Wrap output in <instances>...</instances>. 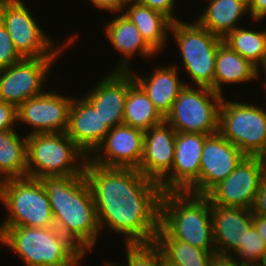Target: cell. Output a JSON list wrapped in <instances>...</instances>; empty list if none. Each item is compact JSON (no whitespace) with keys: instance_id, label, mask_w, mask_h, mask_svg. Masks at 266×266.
<instances>
[{"instance_id":"f35d334b","label":"cell","mask_w":266,"mask_h":266,"mask_svg":"<svg viewBox=\"0 0 266 266\" xmlns=\"http://www.w3.org/2000/svg\"><path fill=\"white\" fill-rule=\"evenodd\" d=\"M253 226L266 243V217L253 214Z\"/></svg>"},{"instance_id":"ee69618b","label":"cell","mask_w":266,"mask_h":266,"mask_svg":"<svg viewBox=\"0 0 266 266\" xmlns=\"http://www.w3.org/2000/svg\"><path fill=\"white\" fill-rule=\"evenodd\" d=\"M260 265L261 266H266V251H265V253H264L263 257H262V260L260 262Z\"/></svg>"},{"instance_id":"7402d4cb","label":"cell","mask_w":266,"mask_h":266,"mask_svg":"<svg viewBox=\"0 0 266 266\" xmlns=\"http://www.w3.org/2000/svg\"><path fill=\"white\" fill-rule=\"evenodd\" d=\"M103 28L109 43L122 57L114 71H130L129 60H132L137 52L143 58L157 55L143 40L137 26L123 13L116 14Z\"/></svg>"},{"instance_id":"b9f144b4","label":"cell","mask_w":266,"mask_h":266,"mask_svg":"<svg viewBox=\"0 0 266 266\" xmlns=\"http://www.w3.org/2000/svg\"><path fill=\"white\" fill-rule=\"evenodd\" d=\"M261 161L263 163V165L265 166L266 169V149L265 151L260 155Z\"/></svg>"},{"instance_id":"7c38bea8","label":"cell","mask_w":266,"mask_h":266,"mask_svg":"<svg viewBox=\"0 0 266 266\" xmlns=\"http://www.w3.org/2000/svg\"><path fill=\"white\" fill-rule=\"evenodd\" d=\"M266 169L259 156H246L224 180L205 196L211 205L251 209Z\"/></svg>"},{"instance_id":"ba28073f","label":"cell","mask_w":266,"mask_h":266,"mask_svg":"<svg viewBox=\"0 0 266 266\" xmlns=\"http://www.w3.org/2000/svg\"><path fill=\"white\" fill-rule=\"evenodd\" d=\"M3 205L8 214L0 226H55L48 194L39 179H7Z\"/></svg>"},{"instance_id":"44dd1931","label":"cell","mask_w":266,"mask_h":266,"mask_svg":"<svg viewBox=\"0 0 266 266\" xmlns=\"http://www.w3.org/2000/svg\"><path fill=\"white\" fill-rule=\"evenodd\" d=\"M164 66L155 68L153 72L146 73L145 76L135 74L132 69L130 72L134 81L143 89L155 108L165 118L187 81L183 82L180 79L177 64Z\"/></svg>"},{"instance_id":"f546056e","label":"cell","mask_w":266,"mask_h":266,"mask_svg":"<svg viewBox=\"0 0 266 266\" xmlns=\"http://www.w3.org/2000/svg\"><path fill=\"white\" fill-rule=\"evenodd\" d=\"M126 263L120 266H163V256L154 244L125 245ZM107 266H119L118 263L104 261ZM107 262V263H106Z\"/></svg>"},{"instance_id":"8d00e7d4","label":"cell","mask_w":266,"mask_h":266,"mask_svg":"<svg viewBox=\"0 0 266 266\" xmlns=\"http://www.w3.org/2000/svg\"><path fill=\"white\" fill-rule=\"evenodd\" d=\"M248 11L255 23L263 22L266 18V0H248Z\"/></svg>"},{"instance_id":"60d3db41","label":"cell","mask_w":266,"mask_h":266,"mask_svg":"<svg viewBox=\"0 0 266 266\" xmlns=\"http://www.w3.org/2000/svg\"><path fill=\"white\" fill-rule=\"evenodd\" d=\"M6 179L0 175V201L3 204L4 200V188H5Z\"/></svg>"},{"instance_id":"484cf974","label":"cell","mask_w":266,"mask_h":266,"mask_svg":"<svg viewBox=\"0 0 266 266\" xmlns=\"http://www.w3.org/2000/svg\"><path fill=\"white\" fill-rule=\"evenodd\" d=\"M19 132H0V175L7 179L27 177L26 137Z\"/></svg>"},{"instance_id":"74e56055","label":"cell","mask_w":266,"mask_h":266,"mask_svg":"<svg viewBox=\"0 0 266 266\" xmlns=\"http://www.w3.org/2000/svg\"><path fill=\"white\" fill-rule=\"evenodd\" d=\"M209 266H245L242 265L234 255L213 253Z\"/></svg>"},{"instance_id":"e575fe53","label":"cell","mask_w":266,"mask_h":266,"mask_svg":"<svg viewBox=\"0 0 266 266\" xmlns=\"http://www.w3.org/2000/svg\"><path fill=\"white\" fill-rule=\"evenodd\" d=\"M251 212L266 217V175L259 184Z\"/></svg>"},{"instance_id":"e0dca14e","label":"cell","mask_w":266,"mask_h":266,"mask_svg":"<svg viewBox=\"0 0 266 266\" xmlns=\"http://www.w3.org/2000/svg\"><path fill=\"white\" fill-rule=\"evenodd\" d=\"M134 82L130 71L111 70L84 94L109 129L123 124L128 89Z\"/></svg>"},{"instance_id":"277c9868","label":"cell","mask_w":266,"mask_h":266,"mask_svg":"<svg viewBox=\"0 0 266 266\" xmlns=\"http://www.w3.org/2000/svg\"><path fill=\"white\" fill-rule=\"evenodd\" d=\"M0 244L17 253L24 266H81L85 256L55 226H0Z\"/></svg>"},{"instance_id":"7bdbcfd3","label":"cell","mask_w":266,"mask_h":266,"mask_svg":"<svg viewBox=\"0 0 266 266\" xmlns=\"http://www.w3.org/2000/svg\"><path fill=\"white\" fill-rule=\"evenodd\" d=\"M163 266H178L174 263H171L170 261L166 260L164 257H163Z\"/></svg>"},{"instance_id":"4dcf8cb0","label":"cell","mask_w":266,"mask_h":266,"mask_svg":"<svg viewBox=\"0 0 266 266\" xmlns=\"http://www.w3.org/2000/svg\"><path fill=\"white\" fill-rule=\"evenodd\" d=\"M265 251V241L259 236L255 227L252 226L248 230V233H246L243 246L234 254V256L242 265L248 266L260 263ZM236 255L240 258L236 257Z\"/></svg>"},{"instance_id":"d6986e66","label":"cell","mask_w":266,"mask_h":266,"mask_svg":"<svg viewBox=\"0 0 266 266\" xmlns=\"http://www.w3.org/2000/svg\"><path fill=\"white\" fill-rule=\"evenodd\" d=\"M211 215L216 252L234 255L253 226L251 209L211 205Z\"/></svg>"},{"instance_id":"7a4b0ae2","label":"cell","mask_w":266,"mask_h":266,"mask_svg":"<svg viewBox=\"0 0 266 266\" xmlns=\"http://www.w3.org/2000/svg\"><path fill=\"white\" fill-rule=\"evenodd\" d=\"M49 197L55 227L85 254L95 248L102 232L85 174L39 179Z\"/></svg>"},{"instance_id":"5b68a950","label":"cell","mask_w":266,"mask_h":266,"mask_svg":"<svg viewBox=\"0 0 266 266\" xmlns=\"http://www.w3.org/2000/svg\"><path fill=\"white\" fill-rule=\"evenodd\" d=\"M27 177L84 174L89 159L64 133H36L26 137Z\"/></svg>"},{"instance_id":"d6a6232c","label":"cell","mask_w":266,"mask_h":266,"mask_svg":"<svg viewBox=\"0 0 266 266\" xmlns=\"http://www.w3.org/2000/svg\"><path fill=\"white\" fill-rule=\"evenodd\" d=\"M17 125V107L0 100V132L14 130Z\"/></svg>"},{"instance_id":"cb8c5ba5","label":"cell","mask_w":266,"mask_h":266,"mask_svg":"<svg viewBox=\"0 0 266 266\" xmlns=\"http://www.w3.org/2000/svg\"><path fill=\"white\" fill-rule=\"evenodd\" d=\"M257 67L225 43L218 47L215 59L214 92L224 96V84H242L258 80Z\"/></svg>"},{"instance_id":"52a82bcc","label":"cell","mask_w":266,"mask_h":266,"mask_svg":"<svg viewBox=\"0 0 266 266\" xmlns=\"http://www.w3.org/2000/svg\"><path fill=\"white\" fill-rule=\"evenodd\" d=\"M26 4L23 0H3L0 5V21L10 34L15 48L23 58L60 57L76 41L77 33L68 36L62 46H57V42L39 26Z\"/></svg>"},{"instance_id":"d590c367","label":"cell","mask_w":266,"mask_h":266,"mask_svg":"<svg viewBox=\"0 0 266 266\" xmlns=\"http://www.w3.org/2000/svg\"><path fill=\"white\" fill-rule=\"evenodd\" d=\"M92 2L93 7L99 8L98 10H103L114 14L122 13L127 5L126 0H89Z\"/></svg>"},{"instance_id":"603a6c76","label":"cell","mask_w":266,"mask_h":266,"mask_svg":"<svg viewBox=\"0 0 266 266\" xmlns=\"http://www.w3.org/2000/svg\"><path fill=\"white\" fill-rule=\"evenodd\" d=\"M122 13L137 26L143 40L157 55L164 51L173 23L169 17L137 1H129Z\"/></svg>"},{"instance_id":"30bf717a","label":"cell","mask_w":266,"mask_h":266,"mask_svg":"<svg viewBox=\"0 0 266 266\" xmlns=\"http://www.w3.org/2000/svg\"><path fill=\"white\" fill-rule=\"evenodd\" d=\"M223 96L210 87L185 85L165 117L176 132L211 135L219 130V110Z\"/></svg>"},{"instance_id":"ac0fdd59","label":"cell","mask_w":266,"mask_h":266,"mask_svg":"<svg viewBox=\"0 0 266 266\" xmlns=\"http://www.w3.org/2000/svg\"><path fill=\"white\" fill-rule=\"evenodd\" d=\"M176 130L165 120L144 132L143 155L138 170L160 183L173 166Z\"/></svg>"},{"instance_id":"836d02e7","label":"cell","mask_w":266,"mask_h":266,"mask_svg":"<svg viewBox=\"0 0 266 266\" xmlns=\"http://www.w3.org/2000/svg\"><path fill=\"white\" fill-rule=\"evenodd\" d=\"M142 5L148 6L151 9L157 10L167 17H169L173 22L181 20L175 16V0H137Z\"/></svg>"},{"instance_id":"ffe728a7","label":"cell","mask_w":266,"mask_h":266,"mask_svg":"<svg viewBox=\"0 0 266 266\" xmlns=\"http://www.w3.org/2000/svg\"><path fill=\"white\" fill-rule=\"evenodd\" d=\"M109 131L98 111L83 95L73 98L66 133L87 156L97 149Z\"/></svg>"},{"instance_id":"3957f363","label":"cell","mask_w":266,"mask_h":266,"mask_svg":"<svg viewBox=\"0 0 266 266\" xmlns=\"http://www.w3.org/2000/svg\"><path fill=\"white\" fill-rule=\"evenodd\" d=\"M159 227L172 239L216 252L211 204L205 195L164 192L160 197Z\"/></svg>"},{"instance_id":"1f68e13d","label":"cell","mask_w":266,"mask_h":266,"mask_svg":"<svg viewBox=\"0 0 266 266\" xmlns=\"http://www.w3.org/2000/svg\"><path fill=\"white\" fill-rule=\"evenodd\" d=\"M21 59L23 57L15 48L10 34L0 21V69L7 68Z\"/></svg>"},{"instance_id":"4fadbf2b","label":"cell","mask_w":266,"mask_h":266,"mask_svg":"<svg viewBox=\"0 0 266 266\" xmlns=\"http://www.w3.org/2000/svg\"><path fill=\"white\" fill-rule=\"evenodd\" d=\"M73 98L44 91L17 107V123L30 126L26 135L36 133H64L68 128L69 108Z\"/></svg>"},{"instance_id":"9a60e30c","label":"cell","mask_w":266,"mask_h":266,"mask_svg":"<svg viewBox=\"0 0 266 266\" xmlns=\"http://www.w3.org/2000/svg\"><path fill=\"white\" fill-rule=\"evenodd\" d=\"M245 157L219 132L208 135L202 150L199 182L189 193L205 195L218 182L226 179Z\"/></svg>"},{"instance_id":"6da1fadb","label":"cell","mask_w":266,"mask_h":266,"mask_svg":"<svg viewBox=\"0 0 266 266\" xmlns=\"http://www.w3.org/2000/svg\"><path fill=\"white\" fill-rule=\"evenodd\" d=\"M85 177L96 207L100 230L124 236L125 245L153 244L159 228V183L138 169L104 167L89 159Z\"/></svg>"},{"instance_id":"5bb4252c","label":"cell","mask_w":266,"mask_h":266,"mask_svg":"<svg viewBox=\"0 0 266 266\" xmlns=\"http://www.w3.org/2000/svg\"><path fill=\"white\" fill-rule=\"evenodd\" d=\"M208 135L177 132L171 172L159 183L164 192H189L199 182L202 150Z\"/></svg>"},{"instance_id":"f1b7e54d","label":"cell","mask_w":266,"mask_h":266,"mask_svg":"<svg viewBox=\"0 0 266 266\" xmlns=\"http://www.w3.org/2000/svg\"><path fill=\"white\" fill-rule=\"evenodd\" d=\"M223 43L258 68L265 56L266 29L250 30L239 25L223 38Z\"/></svg>"},{"instance_id":"d4e9b609","label":"cell","mask_w":266,"mask_h":266,"mask_svg":"<svg viewBox=\"0 0 266 266\" xmlns=\"http://www.w3.org/2000/svg\"><path fill=\"white\" fill-rule=\"evenodd\" d=\"M207 7L195 20L220 38L238 28L240 19L249 15L248 0H206Z\"/></svg>"},{"instance_id":"f6af8a7d","label":"cell","mask_w":266,"mask_h":266,"mask_svg":"<svg viewBox=\"0 0 266 266\" xmlns=\"http://www.w3.org/2000/svg\"><path fill=\"white\" fill-rule=\"evenodd\" d=\"M248 266H261L260 263H257V264H251V265H248Z\"/></svg>"},{"instance_id":"9c48e42d","label":"cell","mask_w":266,"mask_h":266,"mask_svg":"<svg viewBox=\"0 0 266 266\" xmlns=\"http://www.w3.org/2000/svg\"><path fill=\"white\" fill-rule=\"evenodd\" d=\"M218 132L246 156L260 157L266 149V109L223 96Z\"/></svg>"},{"instance_id":"8fae6325","label":"cell","mask_w":266,"mask_h":266,"mask_svg":"<svg viewBox=\"0 0 266 266\" xmlns=\"http://www.w3.org/2000/svg\"><path fill=\"white\" fill-rule=\"evenodd\" d=\"M56 59L59 58H23L0 69V100L18 107L29 98L42 94Z\"/></svg>"},{"instance_id":"ab89813d","label":"cell","mask_w":266,"mask_h":266,"mask_svg":"<svg viewBox=\"0 0 266 266\" xmlns=\"http://www.w3.org/2000/svg\"><path fill=\"white\" fill-rule=\"evenodd\" d=\"M261 67H263V69H261ZM262 70H264V71H262ZM257 71H258V76H260V74H261L262 72H264L263 74L265 75V76H264L265 79H264V81L262 82V87L265 88V90H266V49H265V56H264V59H263L261 65L257 68ZM261 71H262V72H261Z\"/></svg>"},{"instance_id":"4316f807","label":"cell","mask_w":266,"mask_h":266,"mask_svg":"<svg viewBox=\"0 0 266 266\" xmlns=\"http://www.w3.org/2000/svg\"><path fill=\"white\" fill-rule=\"evenodd\" d=\"M164 120L147 94L134 82L128 89L123 124L145 132Z\"/></svg>"},{"instance_id":"2e32d148","label":"cell","mask_w":266,"mask_h":266,"mask_svg":"<svg viewBox=\"0 0 266 266\" xmlns=\"http://www.w3.org/2000/svg\"><path fill=\"white\" fill-rule=\"evenodd\" d=\"M144 131L127 126H116L89 156V160L104 167L138 169L143 155Z\"/></svg>"},{"instance_id":"8992f818","label":"cell","mask_w":266,"mask_h":266,"mask_svg":"<svg viewBox=\"0 0 266 266\" xmlns=\"http://www.w3.org/2000/svg\"><path fill=\"white\" fill-rule=\"evenodd\" d=\"M170 33L181 54L184 72L194 86L210 87L214 91L215 59L223 39L202 27L178 20L172 23Z\"/></svg>"},{"instance_id":"83f0119b","label":"cell","mask_w":266,"mask_h":266,"mask_svg":"<svg viewBox=\"0 0 266 266\" xmlns=\"http://www.w3.org/2000/svg\"><path fill=\"white\" fill-rule=\"evenodd\" d=\"M162 256L178 266H209L213 253L170 238L160 227L153 243Z\"/></svg>"}]
</instances>
